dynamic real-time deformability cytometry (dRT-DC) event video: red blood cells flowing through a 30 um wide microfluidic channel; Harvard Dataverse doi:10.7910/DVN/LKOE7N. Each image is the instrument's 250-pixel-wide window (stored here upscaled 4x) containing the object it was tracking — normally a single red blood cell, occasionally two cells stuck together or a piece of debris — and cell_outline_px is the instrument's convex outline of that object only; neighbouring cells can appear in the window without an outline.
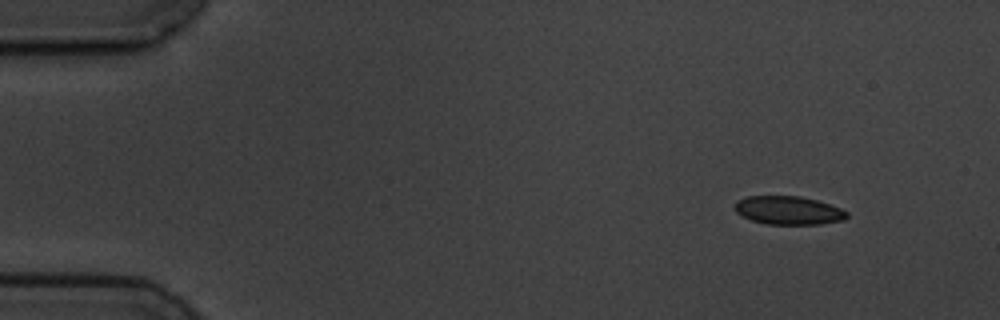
{"species": "common noctule bat (a hibernating species)", "species_latin": "Nyctalus noctula", "temperature_condition": "cold", "stored_images_in_passage": 4, "camera_frame_rate_fps": 3000, "um_per_image_px": 0.085, "animal": {"sex": "male", "body_mass_g": 19.5, "forearm_length_mm": 54.6}, "frame": {"image": 1, "passage_image": 1, "time_ms": 0.0, "image_size_px": [1000, 320], "cell_outline_px": [[848, 216], [844, 220], [820, 224], [768, 224], [752, 220], [736, 212], [736, 200], [748, 196], [800, 196], [816, 200], [840, 208], [848, 212]], "centroid_in_image_um": [67.04, 17.88], "position_along_channel_um": 18.0, "area_um2": 18.38}}
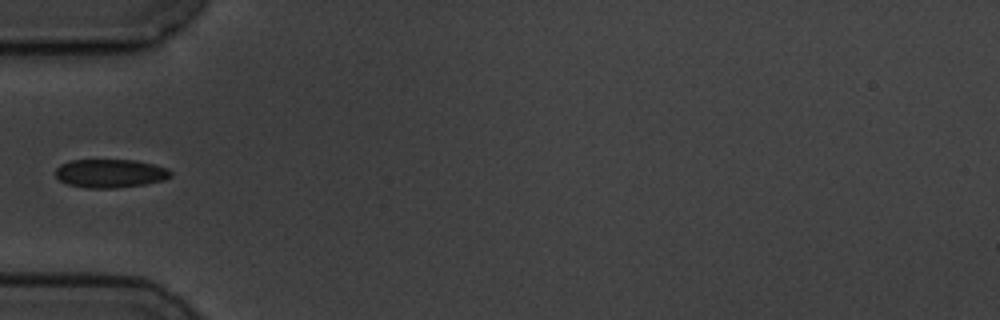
{"frame": {"image": 2, "passage_image": 4, "time_ms": 4.333, "image_size_px": [1000, 320], "cell_outline_px": [[172, 176], [164, 180], [144, 184], [116, 188], [88, 188], [68, 184], [60, 180], [56, 176], [56, 168], [60, 164], [72, 160], [136, 160], [168, 168], [172, 172]], "centroid_in_image_um": [9.39, 14.73], "position_along_channel_um": 75.6, "area_um2": 19.13}}